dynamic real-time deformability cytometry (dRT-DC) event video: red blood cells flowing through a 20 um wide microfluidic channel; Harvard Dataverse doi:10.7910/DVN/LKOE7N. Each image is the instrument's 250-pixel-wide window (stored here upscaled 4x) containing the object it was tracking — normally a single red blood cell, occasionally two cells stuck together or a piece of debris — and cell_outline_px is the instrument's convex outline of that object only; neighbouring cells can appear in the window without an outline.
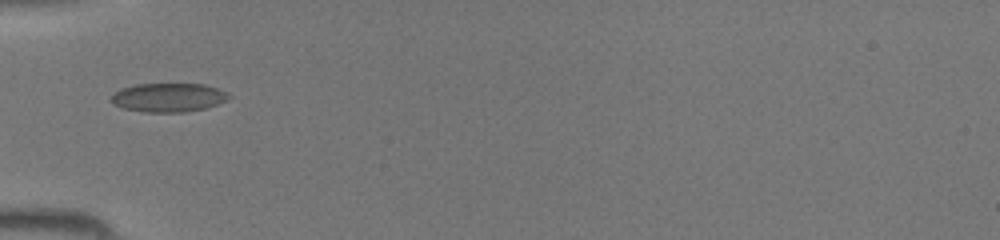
{"species": "common noctule bat (a hibernating species)", "species_latin": "Nyctalus noctula", "temperature_condition": "room temperature", "stored_images_in_passage": 16, "camera_frame_rate_fps": 3000, "um_per_image_px": 0.085, "animal": {"sex": "female", "body_mass_g": 19.5, "forearm_length_mm": 54.1}, "frame": {"image": 1, "passage_image": 1, "time_ms": 0.0, "image_size_px": [1000, 240], "cell_outline_px": [[232, 96], [216, 104], [204, 108], [184, 112], [144, 112], [124, 108], [112, 104], [108, 100], [112, 92], [120, 88], [136, 84], [204, 84], [228, 92]], "centroid_in_image_um": [14.23, 8.28], "position_along_channel_um": 70.8, "area_um2": 19.88}}
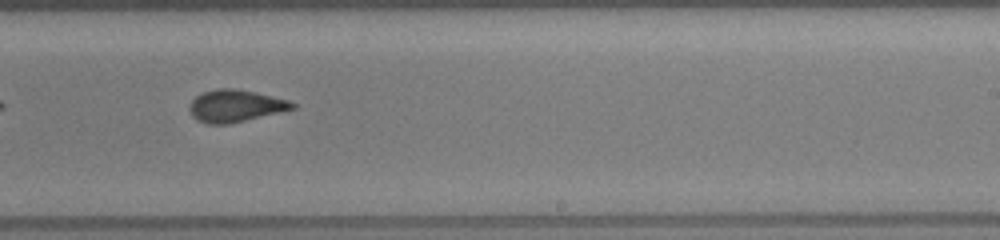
{"frame": {"image": 2, "passage_image": 14, "time_ms": 4.333, "image_size_px": [1000, 240], "cell_outline_px": [[296, 108], [228, 124], [208, 124], [196, 120], [192, 116], [188, 108], [192, 100], [196, 96], [204, 92], [216, 88], [236, 88], [256, 92], [288, 100], [296, 104]], "centroid_in_image_um": [19.98, 8.99], "position_along_channel_um": 269.0, "area_um2": 19.25}}